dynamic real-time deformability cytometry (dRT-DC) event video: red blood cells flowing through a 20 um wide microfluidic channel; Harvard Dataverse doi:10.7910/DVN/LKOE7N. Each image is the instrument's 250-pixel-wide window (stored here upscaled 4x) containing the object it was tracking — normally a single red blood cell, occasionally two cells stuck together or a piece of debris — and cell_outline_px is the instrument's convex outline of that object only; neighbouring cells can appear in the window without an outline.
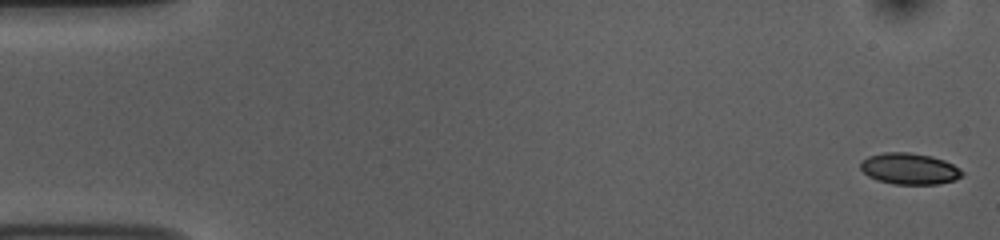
{"species": "common noctule bat (a hibernating species)", "species_latin": "Nyctalus noctula", "temperature_condition": "room temperature", "stored_images_in_passage": 53, "camera_frame_rate_fps": 3000, "um_per_image_px": 0.085, "animal": {"sex": "female", "body_mass_g": 10.0, "forearm_length_mm": 53.1}, "frame": {"image": 1, "passage_image": 1, "time_ms": 0.0, "image_size_px": [1000, 240], "cell_outline_px": [[964, 172], [956, 180], [936, 184], [892, 184], [876, 180], [868, 176], [860, 168], [860, 160], [868, 156], [884, 152], [908, 152], [932, 156], [944, 160], [960, 168]], "centroid_in_image_um": [77.28, 14.34], "position_along_channel_um": 7.7, "area_um2": 18.67}}
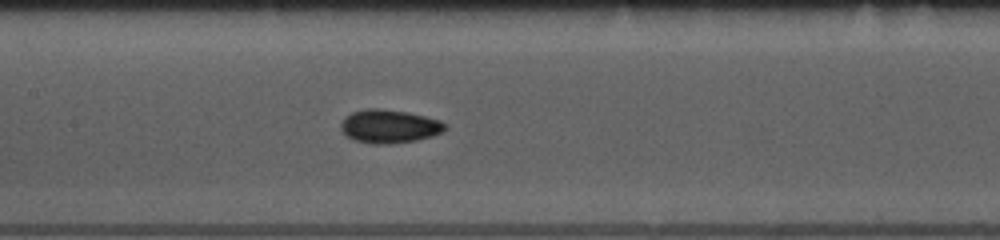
{"frame": {"image": 2, "passage_image": 25, "time_ms": 8.0, "image_size_px": [1000, 240], "cell_outline_px": [[448, 128], [444, 132], [432, 136], [416, 140], [388, 144], [372, 144], [356, 140], [344, 136], [340, 128], [340, 124], [344, 116], [352, 112], [368, 108], [380, 108], [408, 112], [440, 120]], "centroid_in_image_um": [33.06, 10.73], "position_along_channel_um": 174.3, "area_um2": 20.52}}
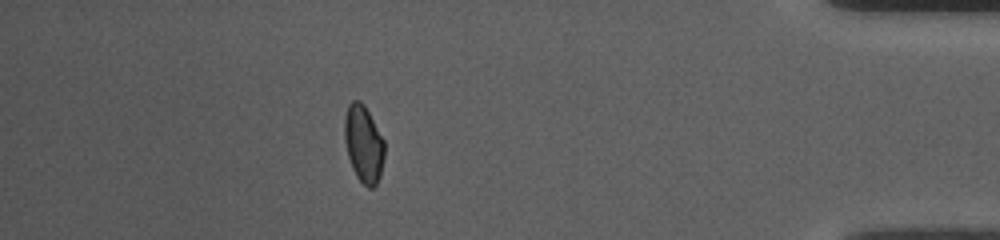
{"frame": {"image": 3, "passage_image": 47, "time_ms": 15.333, "image_size_px": [1000, 240], "cell_outline_px": [[384, 156], [380, 176], [376, 184], [372, 188], [368, 188], [356, 176], [352, 168], [348, 156], [344, 140], [344, 120], [348, 104], [352, 100], [360, 100], [364, 104], [384, 140]], "centroid_in_image_um": [30.89, 12.22], "position_along_channel_um": 404.3, "area_um2": 17.98}, "authors_computed_cell_mechanics": {"area_um2": 18.496, "velocity_mm_per_s": 3.7669, "shape_relaxation_time_tau1_ms": 4.2353, "shape_relaxation_time_tau2_ms": 3.4559, "deformation_change_tau1": 0.1037, "deformation_change_tau2": 0.0625}}